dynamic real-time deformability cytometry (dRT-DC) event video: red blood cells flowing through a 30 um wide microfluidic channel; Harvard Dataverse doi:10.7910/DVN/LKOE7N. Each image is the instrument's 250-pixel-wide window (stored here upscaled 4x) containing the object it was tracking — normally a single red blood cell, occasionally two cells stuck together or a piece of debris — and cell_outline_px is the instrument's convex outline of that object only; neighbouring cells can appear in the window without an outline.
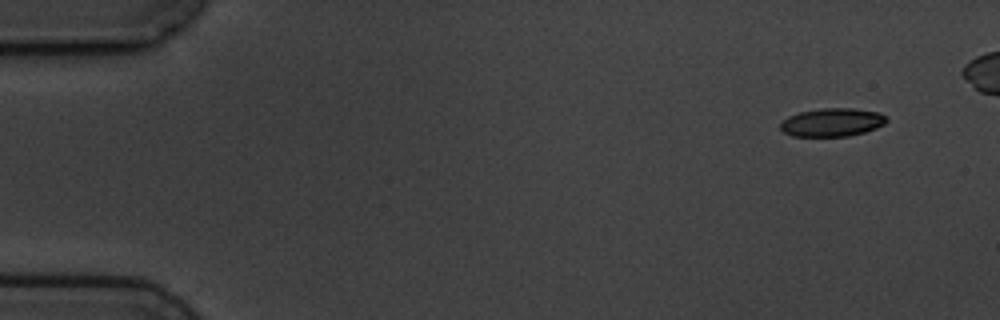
{"species": "common noctule bat (a hibernating species)", "species_latin": "Nyctalus noctula", "temperature_condition": "cold", "stored_images_in_passage": 6, "camera_frame_rate_fps": 3000, "um_per_image_px": 0.085, "animal": {"sex": "male", "body_mass_g": 19.5, "forearm_length_mm": 54.6}, "frame": {"image": 1, "passage_image": 1, "time_ms": 0.0, "image_size_px": [1000, 320], "cell_outline_px": [[888, 120], [884, 124], [876, 128], [864, 132], [848, 136], [792, 136], [784, 132], [780, 128], [780, 124], [788, 116], [800, 112], [820, 108], [852, 108], [880, 112], [888, 116]], "centroid_in_image_um": [70.76, 10.39], "position_along_channel_um": 14.2, "area_um2": 17.57}}
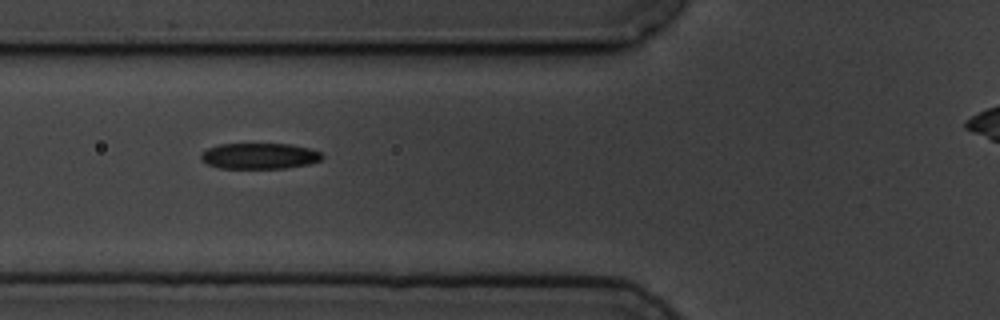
{"frame": {"image": 2, "passage_image": 6, "time_ms": 5.667, "image_size_px": [1000, 320], "cell_outline_px": [[324, 156], [320, 160], [308, 164], [284, 168], [220, 168], [208, 164], [200, 160], [200, 156], [208, 148], [220, 144], [288, 144], [308, 148], [320, 152]], "centroid_in_image_um": [22.04, 13.26], "position_along_channel_um": 103.8, "area_um2": 18.09}}